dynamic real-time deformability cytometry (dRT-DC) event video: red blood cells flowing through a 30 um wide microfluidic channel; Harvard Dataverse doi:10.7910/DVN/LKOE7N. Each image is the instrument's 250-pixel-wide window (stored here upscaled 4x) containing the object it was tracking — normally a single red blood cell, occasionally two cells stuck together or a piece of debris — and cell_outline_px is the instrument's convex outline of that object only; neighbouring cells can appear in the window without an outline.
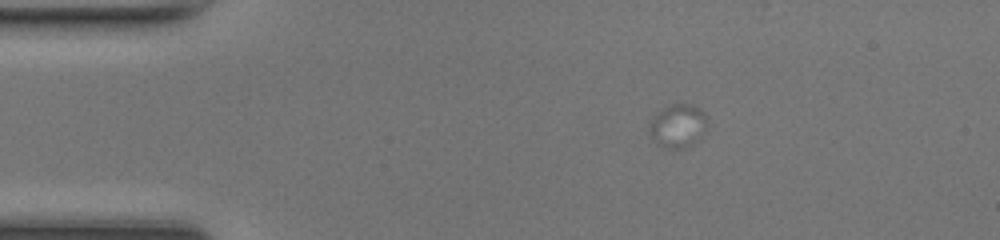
{"species": "common noctule bat (a hibernating species)", "species_latin": "Nyctalus noctula", "temperature_condition": "room temperature", "stored_images_in_passage": 51, "camera_frame_rate_fps": 3000, "um_per_image_px": 0.085, "animal": {"sex": "female", "body_mass_g": 17.0, "forearm_length_mm": 48.0}, "frame": {"image": 1, "passage_image": 1, "time_ms": 0.0, "image_size_px": [1000, 240], "cell_outline_px": [[708, 124], [704, 132], [688, 148], [664, 148], [656, 144], [648, 132], [648, 124], [652, 116], [656, 112], [668, 104], [692, 104], [700, 108], [708, 116]], "centroid_in_image_um": [57.6, 10.68], "position_along_channel_um": 27.4, "area_um2": 15.2}}
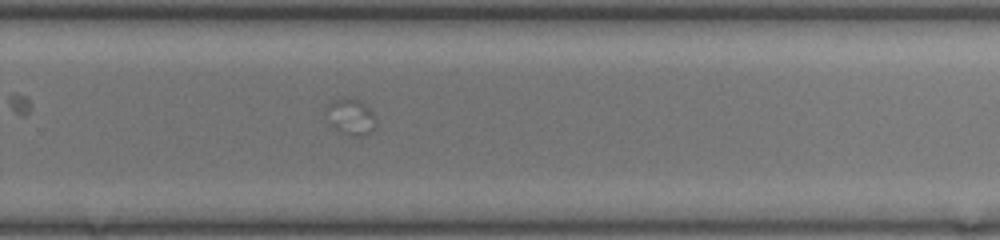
{"frame": {"image": 2, "passage_image": 30, "time_ms": 9.667, "image_size_px": [1000, 240], "cell_outline_px": [[376, 128], [372, 132], [364, 136], [352, 136], [336, 128], [332, 124], [324, 112], [324, 108], [332, 100], [344, 96], [360, 100], [372, 112], [376, 120]], "centroid_in_image_um": [29.82, 9.9], "position_along_channel_um": 300.0, "area_um2": 10.64}}
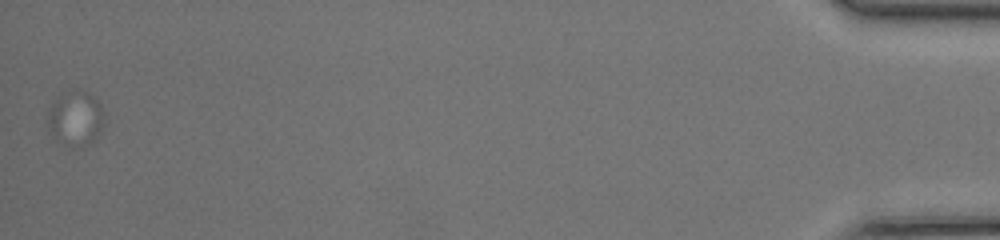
{"frame": {"image": 3, "passage_image": 51, "time_ms": 16.667, "image_size_px": [1000, 240], "cell_outline_px": [[104, 124], [100, 132], [88, 144], [80, 148], [68, 144], [56, 136], [52, 132], [48, 124], [48, 112], [52, 104], [68, 88], [72, 88], [88, 92], [100, 104], [104, 112]], "centroid_in_image_um": [6.47, 10.0], "position_along_channel_um": 428.7, "area_um2": 17.69}}